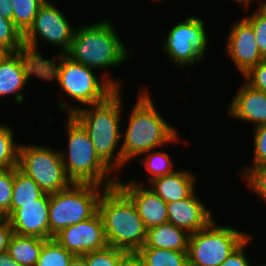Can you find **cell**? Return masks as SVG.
<instances>
[{
    "instance_id": "cell-2",
    "label": "cell",
    "mask_w": 266,
    "mask_h": 266,
    "mask_svg": "<svg viewBox=\"0 0 266 266\" xmlns=\"http://www.w3.org/2000/svg\"><path fill=\"white\" fill-rule=\"evenodd\" d=\"M132 53L120 38L113 22L105 17L99 22L77 27L66 55L73 61L98 70L99 74L102 70V76L116 89H122L121 80L114 79L109 70L126 64Z\"/></svg>"
},
{
    "instance_id": "cell-26",
    "label": "cell",
    "mask_w": 266,
    "mask_h": 266,
    "mask_svg": "<svg viewBox=\"0 0 266 266\" xmlns=\"http://www.w3.org/2000/svg\"><path fill=\"white\" fill-rule=\"evenodd\" d=\"M46 0H11L13 6V23L24 35L32 26L39 7Z\"/></svg>"
},
{
    "instance_id": "cell-41",
    "label": "cell",
    "mask_w": 266,
    "mask_h": 266,
    "mask_svg": "<svg viewBox=\"0 0 266 266\" xmlns=\"http://www.w3.org/2000/svg\"><path fill=\"white\" fill-rule=\"evenodd\" d=\"M228 1H231L232 3L234 2H236L237 4H239V6L241 5V8L242 9H244L245 8V11H246V9H247V11L249 10V6L251 5V4H253V2H255L254 0H228ZM226 2H227V0H226Z\"/></svg>"
},
{
    "instance_id": "cell-17",
    "label": "cell",
    "mask_w": 266,
    "mask_h": 266,
    "mask_svg": "<svg viewBox=\"0 0 266 266\" xmlns=\"http://www.w3.org/2000/svg\"><path fill=\"white\" fill-rule=\"evenodd\" d=\"M194 191L189 197L167 203L168 223L190 235L205 228L216 216Z\"/></svg>"
},
{
    "instance_id": "cell-38",
    "label": "cell",
    "mask_w": 266,
    "mask_h": 266,
    "mask_svg": "<svg viewBox=\"0 0 266 266\" xmlns=\"http://www.w3.org/2000/svg\"><path fill=\"white\" fill-rule=\"evenodd\" d=\"M13 11L11 0H0V16L13 21Z\"/></svg>"
},
{
    "instance_id": "cell-32",
    "label": "cell",
    "mask_w": 266,
    "mask_h": 266,
    "mask_svg": "<svg viewBox=\"0 0 266 266\" xmlns=\"http://www.w3.org/2000/svg\"><path fill=\"white\" fill-rule=\"evenodd\" d=\"M126 251L108 246L102 250L88 252L82 255L87 266H117L119 258Z\"/></svg>"
},
{
    "instance_id": "cell-8",
    "label": "cell",
    "mask_w": 266,
    "mask_h": 266,
    "mask_svg": "<svg viewBox=\"0 0 266 266\" xmlns=\"http://www.w3.org/2000/svg\"><path fill=\"white\" fill-rule=\"evenodd\" d=\"M251 234L213 219L189 236L188 266H220Z\"/></svg>"
},
{
    "instance_id": "cell-45",
    "label": "cell",
    "mask_w": 266,
    "mask_h": 266,
    "mask_svg": "<svg viewBox=\"0 0 266 266\" xmlns=\"http://www.w3.org/2000/svg\"><path fill=\"white\" fill-rule=\"evenodd\" d=\"M265 264H260L259 266H266V262H264ZM254 266H258V265H254Z\"/></svg>"
},
{
    "instance_id": "cell-10",
    "label": "cell",
    "mask_w": 266,
    "mask_h": 266,
    "mask_svg": "<svg viewBox=\"0 0 266 266\" xmlns=\"http://www.w3.org/2000/svg\"><path fill=\"white\" fill-rule=\"evenodd\" d=\"M18 168L46 194L65 190L73 184L66 174L59 149L53 146L20 143Z\"/></svg>"
},
{
    "instance_id": "cell-29",
    "label": "cell",
    "mask_w": 266,
    "mask_h": 266,
    "mask_svg": "<svg viewBox=\"0 0 266 266\" xmlns=\"http://www.w3.org/2000/svg\"><path fill=\"white\" fill-rule=\"evenodd\" d=\"M0 47L7 52L25 49L22 33L15 27L12 20L0 16Z\"/></svg>"
},
{
    "instance_id": "cell-11",
    "label": "cell",
    "mask_w": 266,
    "mask_h": 266,
    "mask_svg": "<svg viewBox=\"0 0 266 266\" xmlns=\"http://www.w3.org/2000/svg\"><path fill=\"white\" fill-rule=\"evenodd\" d=\"M71 20L62 10L50 0H46L38 10L32 26L23 35V43L36 59L41 63L45 60L39 50L38 42L45 41L48 45L57 46L59 53L66 54L71 46V41L75 32V26L71 25ZM42 39V40H41Z\"/></svg>"
},
{
    "instance_id": "cell-40",
    "label": "cell",
    "mask_w": 266,
    "mask_h": 266,
    "mask_svg": "<svg viewBox=\"0 0 266 266\" xmlns=\"http://www.w3.org/2000/svg\"><path fill=\"white\" fill-rule=\"evenodd\" d=\"M68 266H87L86 260L82 255L74 256Z\"/></svg>"
},
{
    "instance_id": "cell-18",
    "label": "cell",
    "mask_w": 266,
    "mask_h": 266,
    "mask_svg": "<svg viewBox=\"0 0 266 266\" xmlns=\"http://www.w3.org/2000/svg\"><path fill=\"white\" fill-rule=\"evenodd\" d=\"M228 102L227 116L240 122H248L253 128L266 125V93L256 90L245 81Z\"/></svg>"
},
{
    "instance_id": "cell-39",
    "label": "cell",
    "mask_w": 266,
    "mask_h": 266,
    "mask_svg": "<svg viewBox=\"0 0 266 266\" xmlns=\"http://www.w3.org/2000/svg\"><path fill=\"white\" fill-rule=\"evenodd\" d=\"M0 266H22L11 258L8 251L0 253Z\"/></svg>"
},
{
    "instance_id": "cell-28",
    "label": "cell",
    "mask_w": 266,
    "mask_h": 266,
    "mask_svg": "<svg viewBox=\"0 0 266 266\" xmlns=\"http://www.w3.org/2000/svg\"><path fill=\"white\" fill-rule=\"evenodd\" d=\"M242 166L240 176L252 193L258 196L259 201L266 204V164Z\"/></svg>"
},
{
    "instance_id": "cell-9",
    "label": "cell",
    "mask_w": 266,
    "mask_h": 266,
    "mask_svg": "<svg viewBox=\"0 0 266 266\" xmlns=\"http://www.w3.org/2000/svg\"><path fill=\"white\" fill-rule=\"evenodd\" d=\"M205 23L201 18L188 14L167 30V35L160 41L163 53L167 54L165 56L168 63L186 68L200 63L205 58L210 45Z\"/></svg>"
},
{
    "instance_id": "cell-20",
    "label": "cell",
    "mask_w": 266,
    "mask_h": 266,
    "mask_svg": "<svg viewBox=\"0 0 266 266\" xmlns=\"http://www.w3.org/2000/svg\"><path fill=\"white\" fill-rule=\"evenodd\" d=\"M190 234L171 223L149 228L142 248L172 249L188 252Z\"/></svg>"
},
{
    "instance_id": "cell-33",
    "label": "cell",
    "mask_w": 266,
    "mask_h": 266,
    "mask_svg": "<svg viewBox=\"0 0 266 266\" xmlns=\"http://www.w3.org/2000/svg\"><path fill=\"white\" fill-rule=\"evenodd\" d=\"M253 133V159L246 166L266 164V125L254 128Z\"/></svg>"
},
{
    "instance_id": "cell-35",
    "label": "cell",
    "mask_w": 266,
    "mask_h": 266,
    "mask_svg": "<svg viewBox=\"0 0 266 266\" xmlns=\"http://www.w3.org/2000/svg\"><path fill=\"white\" fill-rule=\"evenodd\" d=\"M253 238L254 235L251 233V235L246 238L220 266H254L251 264L252 262L246 254L248 252L247 246L252 244Z\"/></svg>"
},
{
    "instance_id": "cell-31",
    "label": "cell",
    "mask_w": 266,
    "mask_h": 266,
    "mask_svg": "<svg viewBox=\"0 0 266 266\" xmlns=\"http://www.w3.org/2000/svg\"><path fill=\"white\" fill-rule=\"evenodd\" d=\"M14 168L0 169V218L10 216L13 196Z\"/></svg>"
},
{
    "instance_id": "cell-7",
    "label": "cell",
    "mask_w": 266,
    "mask_h": 266,
    "mask_svg": "<svg viewBox=\"0 0 266 266\" xmlns=\"http://www.w3.org/2000/svg\"><path fill=\"white\" fill-rule=\"evenodd\" d=\"M106 187L73 183L69 188L50 194L49 239L62 229L93 217Z\"/></svg>"
},
{
    "instance_id": "cell-16",
    "label": "cell",
    "mask_w": 266,
    "mask_h": 266,
    "mask_svg": "<svg viewBox=\"0 0 266 266\" xmlns=\"http://www.w3.org/2000/svg\"><path fill=\"white\" fill-rule=\"evenodd\" d=\"M116 185L132 200L146 229L168 223L167 203L146 185L118 177Z\"/></svg>"
},
{
    "instance_id": "cell-44",
    "label": "cell",
    "mask_w": 266,
    "mask_h": 266,
    "mask_svg": "<svg viewBox=\"0 0 266 266\" xmlns=\"http://www.w3.org/2000/svg\"><path fill=\"white\" fill-rule=\"evenodd\" d=\"M150 1H152V2H157V3H162V2H164V0H150ZM162 1V2H161Z\"/></svg>"
},
{
    "instance_id": "cell-14",
    "label": "cell",
    "mask_w": 266,
    "mask_h": 266,
    "mask_svg": "<svg viewBox=\"0 0 266 266\" xmlns=\"http://www.w3.org/2000/svg\"><path fill=\"white\" fill-rule=\"evenodd\" d=\"M225 42L226 57L241 75L265 59L259 51L252 26L243 17L232 23Z\"/></svg>"
},
{
    "instance_id": "cell-13",
    "label": "cell",
    "mask_w": 266,
    "mask_h": 266,
    "mask_svg": "<svg viewBox=\"0 0 266 266\" xmlns=\"http://www.w3.org/2000/svg\"><path fill=\"white\" fill-rule=\"evenodd\" d=\"M53 239L75 256L109 246L99 212L89 219L62 229Z\"/></svg>"
},
{
    "instance_id": "cell-3",
    "label": "cell",
    "mask_w": 266,
    "mask_h": 266,
    "mask_svg": "<svg viewBox=\"0 0 266 266\" xmlns=\"http://www.w3.org/2000/svg\"><path fill=\"white\" fill-rule=\"evenodd\" d=\"M140 90L128 115L125 131L122 130L121 148L126 165L150 150L178 142L182 144L181 139L184 140L179 136V129L157 110L150 90L146 87L143 90L140 87Z\"/></svg>"
},
{
    "instance_id": "cell-34",
    "label": "cell",
    "mask_w": 266,
    "mask_h": 266,
    "mask_svg": "<svg viewBox=\"0 0 266 266\" xmlns=\"http://www.w3.org/2000/svg\"><path fill=\"white\" fill-rule=\"evenodd\" d=\"M242 77V81L244 80L252 88L266 93V59L252 67Z\"/></svg>"
},
{
    "instance_id": "cell-43",
    "label": "cell",
    "mask_w": 266,
    "mask_h": 266,
    "mask_svg": "<svg viewBox=\"0 0 266 266\" xmlns=\"http://www.w3.org/2000/svg\"><path fill=\"white\" fill-rule=\"evenodd\" d=\"M257 1H261V0H257ZM260 3V5L266 10V0H264L263 2H258V4Z\"/></svg>"
},
{
    "instance_id": "cell-27",
    "label": "cell",
    "mask_w": 266,
    "mask_h": 266,
    "mask_svg": "<svg viewBox=\"0 0 266 266\" xmlns=\"http://www.w3.org/2000/svg\"><path fill=\"white\" fill-rule=\"evenodd\" d=\"M74 256L56 240L48 239L43 244L35 266H68Z\"/></svg>"
},
{
    "instance_id": "cell-1",
    "label": "cell",
    "mask_w": 266,
    "mask_h": 266,
    "mask_svg": "<svg viewBox=\"0 0 266 266\" xmlns=\"http://www.w3.org/2000/svg\"><path fill=\"white\" fill-rule=\"evenodd\" d=\"M96 72L66 54L53 53L51 59L45 58L42 62V81L57 82L59 91L72 101V104L66 101L65 96L58 101L57 107L67 115L83 106L104 101L117 90L104 76H96ZM74 100L78 105H73Z\"/></svg>"
},
{
    "instance_id": "cell-12",
    "label": "cell",
    "mask_w": 266,
    "mask_h": 266,
    "mask_svg": "<svg viewBox=\"0 0 266 266\" xmlns=\"http://www.w3.org/2000/svg\"><path fill=\"white\" fill-rule=\"evenodd\" d=\"M37 77L42 80V63L27 49L17 52H7L0 60V98L12 99L15 105H22L26 84Z\"/></svg>"
},
{
    "instance_id": "cell-24",
    "label": "cell",
    "mask_w": 266,
    "mask_h": 266,
    "mask_svg": "<svg viewBox=\"0 0 266 266\" xmlns=\"http://www.w3.org/2000/svg\"><path fill=\"white\" fill-rule=\"evenodd\" d=\"M140 255L144 266H188V252L172 249L140 248Z\"/></svg>"
},
{
    "instance_id": "cell-23",
    "label": "cell",
    "mask_w": 266,
    "mask_h": 266,
    "mask_svg": "<svg viewBox=\"0 0 266 266\" xmlns=\"http://www.w3.org/2000/svg\"><path fill=\"white\" fill-rule=\"evenodd\" d=\"M165 151L166 150L158 148L142 154V157H139V162L140 165H143L149 172V176L146 177L147 182L144 181L143 184L135 178L131 179V181L136 184L147 185L155 178L163 177L177 170V168L175 169L173 158L171 159V155Z\"/></svg>"
},
{
    "instance_id": "cell-15",
    "label": "cell",
    "mask_w": 266,
    "mask_h": 266,
    "mask_svg": "<svg viewBox=\"0 0 266 266\" xmlns=\"http://www.w3.org/2000/svg\"><path fill=\"white\" fill-rule=\"evenodd\" d=\"M50 194L44 193L35 203L21 204L7 219L13 234L49 239Z\"/></svg>"
},
{
    "instance_id": "cell-42",
    "label": "cell",
    "mask_w": 266,
    "mask_h": 266,
    "mask_svg": "<svg viewBox=\"0 0 266 266\" xmlns=\"http://www.w3.org/2000/svg\"><path fill=\"white\" fill-rule=\"evenodd\" d=\"M6 53L7 51L0 47V60L5 56Z\"/></svg>"
},
{
    "instance_id": "cell-4",
    "label": "cell",
    "mask_w": 266,
    "mask_h": 266,
    "mask_svg": "<svg viewBox=\"0 0 266 266\" xmlns=\"http://www.w3.org/2000/svg\"><path fill=\"white\" fill-rule=\"evenodd\" d=\"M121 94L122 89H117L106 100L83 106L72 114L86 129L96 154L116 174L126 167L121 148L125 106Z\"/></svg>"
},
{
    "instance_id": "cell-22",
    "label": "cell",
    "mask_w": 266,
    "mask_h": 266,
    "mask_svg": "<svg viewBox=\"0 0 266 266\" xmlns=\"http://www.w3.org/2000/svg\"><path fill=\"white\" fill-rule=\"evenodd\" d=\"M44 192L38 184L18 167H14L13 196L10 207V215L21 204L35 203Z\"/></svg>"
},
{
    "instance_id": "cell-19",
    "label": "cell",
    "mask_w": 266,
    "mask_h": 266,
    "mask_svg": "<svg viewBox=\"0 0 266 266\" xmlns=\"http://www.w3.org/2000/svg\"><path fill=\"white\" fill-rule=\"evenodd\" d=\"M146 186L166 203L189 197L196 189L197 176L188 169H177L163 177L155 178Z\"/></svg>"
},
{
    "instance_id": "cell-5",
    "label": "cell",
    "mask_w": 266,
    "mask_h": 266,
    "mask_svg": "<svg viewBox=\"0 0 266 266\" xmlns=\"http://www.w3.org/2000/svg\"><path fill=\"white\" fill-rule=\"evenodd\" d=\"M64 125L68 139L67 150H60L62 162L72 183L95 184L106 188L116 185L118 175L96 154L89 134L72 115H67Z\"/></svg>"
},
{
    "instance_id": "cell-30",
    "label": "cell",
    "mask_w": 266,
    "mask_h": 266,
    "mask_svg": "<svg viewBox=\"0 0 266 266\" xmlns=\"http://www.w3.org/2000/svg\"><path fill=\"white\" fill-rule=\"evenodd\" d=\"M244 19L252 26L261 55L266 59V10L259 4Z\"/></svg>"
},
{
    "instance_id": "cell-37",
    "label": "cell",
    "mask_w": 266,
    "mask_h": 266,
    "mask_svg": "<svg viewBox=\"0 0 266 266\" xmlns=\"http://www.w3.org/2000/svg\"><path fill=\"white\" fill-rule=\"evenodd\" d=\"M117 266H144L137 252H125L118 261Z\"/></svg>"
},
{
    "instance_id": "cell-25",
    "label": "cell",
    "mask_w": 266,
    "mask_h": 266,
    "mask_svg": "<svg viewBox=\"0 0 266 266\" xmlns=\"http://www.w3.org/2000/svg\"><path fill=\"white\" fill-rule=\"evenodd\" d=\"M12 126L0 123V169L18 167L20 142H16Z\"/></svg>"
},
{
    "instance_id": "cell-36",
    "label": "cell",
    "mask_w": 266,
    "mask_h": 266,
    "mask_svg": "<svg viewBox=\"0 0 266 266\" xmlns=\"http://www.w3.org/2000/svg\"><path fill=\"white\" fill-rule=\"evenodd\" d=\"M13 230L11 224L7 218H0V253L8 250V245Z\"/></svg>"
},
{
    "instance_id": "cell-21",
    "label": "cell",
    "mask_w": 266,
    "mask_h": 266,
    "mask_svg": "<svg viewBox=\"0 0 266 266\" xmlns=\"http://www.w3.org/2000/svg\"><path fill=\"white\" fill-rule=\"evenodd\" d=\"M48 239L19 236L13 234L8 245V252L22 266H35L39 259L43 244Z\"/></svg>"
},
{
    "instance_id": "cell-6",
    "label": "cell",
    "mask_w": 266,
    "mask_h": 266,
    "mask_svg": "<svg viewBox=\"0 0 266 266\" xmlns=\"http://www.w3.org/2000/svg\"><path fill=\"white\" fill-rule=\"evenodd\" d=\"M108 245L126 252L144 246L147 229L132 200L117 186L106 188L98 203Z\"/></svg>"
}]
</instances>
